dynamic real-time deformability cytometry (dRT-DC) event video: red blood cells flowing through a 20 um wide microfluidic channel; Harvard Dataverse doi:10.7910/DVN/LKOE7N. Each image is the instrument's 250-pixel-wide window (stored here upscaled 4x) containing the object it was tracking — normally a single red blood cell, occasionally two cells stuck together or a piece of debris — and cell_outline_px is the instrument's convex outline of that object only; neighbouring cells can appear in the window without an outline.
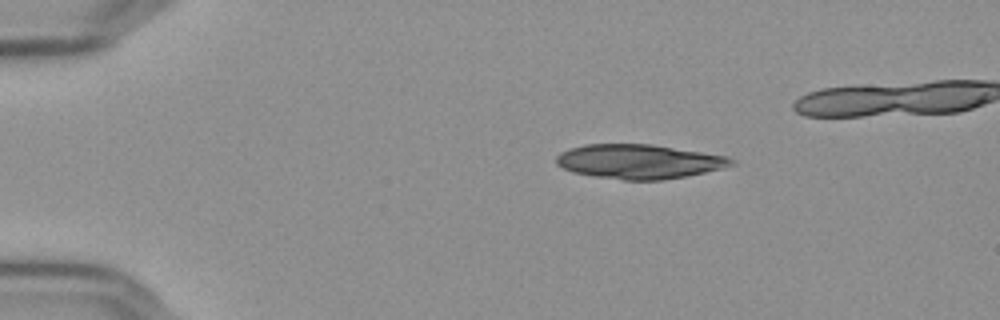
{"species": "Egyptian fruit bat (a non-hibernating species)", "species_latin": "Rousettus aegyptiacus", "temperature_condition": "cold", "stored_images_in_passage": 41, "camera_frame_rate_fps": 3000, "um_per_image_px": 0.085, "frame": {"image": 1, "passage_image": 1, "time_ms": 0.0, "image_size_px": [1000, 320], "cell_outline_px": [[736, 164], [704, 172], [664, 180], [624, 180], [592, 176], [572, 172], [556, 164], [556, 156], [560, 152], [584, 144], [652, 144], [728, 156], [736, 160]], "centroid_in_image_um": [54.31, 13.73], "position_along_channel_um": 30.7, "area_um2": 35.08}}